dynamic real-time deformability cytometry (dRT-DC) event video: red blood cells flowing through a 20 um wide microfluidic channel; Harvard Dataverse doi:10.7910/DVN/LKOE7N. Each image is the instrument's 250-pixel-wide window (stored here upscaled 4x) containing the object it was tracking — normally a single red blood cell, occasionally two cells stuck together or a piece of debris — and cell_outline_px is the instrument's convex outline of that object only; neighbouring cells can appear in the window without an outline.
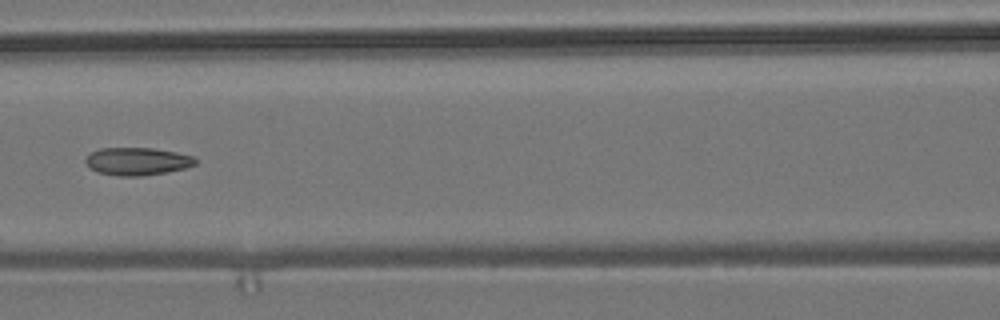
{"species": "common noctule bat (a hibernating species)", "species_latin": "Nyctalus noctula", "temperature_condition": "room temperature", "stored_images_in_passage": 9, "camera_frame_rate_fps": 3000, "um_per_image_px": 0.085, "animal": {"sex": "male", "body_mass_g": 19.2, "forearm_length_mm": 51.8}, "frame": {"image": 1, "passage_image": 7, "time_ms": 7.667, "image_size_px": [1000, 320], "cell_outline_px": [[196, 164], [184, 168], [164, 172], [140, 176], [116, 176], [96, 172], [88, 168], [84, 160], [92, 152], [100, 148], [152, 148], [176, 152], [192, 156], [196, 160]], "centroid_in_image_um": [11.61, 13.72], "position_along_channel_um": 155.0, "area_um2": 17.69}}
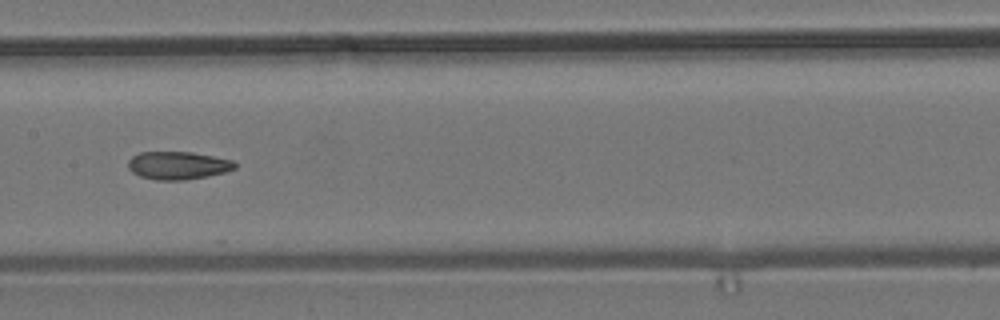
{"frame": {"image": 2, "passage_image": 8, "time_ms": 8.667, "image_size_px": [1000, 320], "cell_outline_px": [[236, 168], [224, 172], [208, 176], [184, 180], [156, 180], [140, 176], [132, 172], [128, 168], [128, 160], [132, 156], [140, 152], [192, 152], [232, 160], [236, 164]], "centroid_in_image_um": [15.1, 14.06], "position_along_channel_um": 192.3, "area_um2": 17.34}}
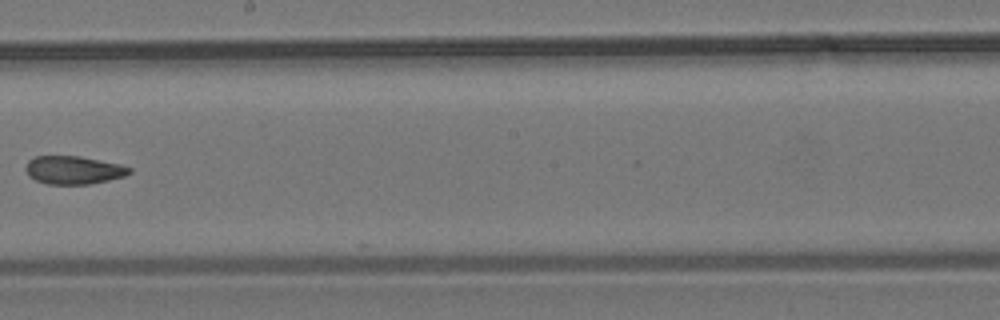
{"frame": {"image": 3, "passage_image": 9, "time_ms": 10.0, "image_size_px": [1000, 320], "cell_outline_px": [[132, 172], [124, 176], [108, 180], [88, 184], [48, 184], [36, 180], [28, 176], [24, 168], [28, 160], [36, 156], [80, 156], [120, 164], [132, 168]], "centroid_in_image_um": [6.23, 14.45], "position_along_channel_um": 242.0, "area_um2": 17.05}}